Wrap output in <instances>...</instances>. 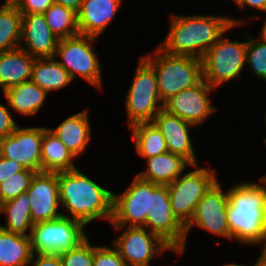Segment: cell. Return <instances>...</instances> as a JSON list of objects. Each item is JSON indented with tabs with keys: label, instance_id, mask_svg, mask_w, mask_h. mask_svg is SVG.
Instances as JSON below:
<instances>
[{
	"label": "cell",
	"instance_id": "obj_40",
	"mask_svg": "<svg viewBox=\"0 0 266 266\" xmlns=\"http://www.w3.org/2000/svg\"><path fill=\"white\" fill-rule=\"evenodd\" d=\"M53 3L60 4L66 8L78 12L83 0H52Z\"/></svg>",
	"mask_w": 266,
	"mask_h": 266
},
{
	"label": "cell",
	"instance_id": "obj_41",
	"mask_svg": "<svg viewBox=\"0 0 266 266\" xmlns=\"http://www.w3.org/2000/svg\"><path fill=\"white\" fill-rule=\"evenodd\" d=\"M261 247L263 248L261 251V255L253 266H266V246Z\"/></svg>",
	"mask_w": 266,
	"mask_h": 266
},
{
	"label": "cell",
	"instance_id": "obj_37",
	"mask_svg": "<svg viewBox=\"0 0 266 266\" xmlns=\"http://www.w3.org/2000/svg\"><path fill=\"white\" fill-rule=\"evenodd\" d=\"M24 167L15 160H9L0 155V184H2L12 174L20 172Z\"/></svg>",
	"mask_w": 266,
	"mask_h": 266
},
{
	"label": "cell",
	"instance_id": "obj_34",
	"mask_svg": "<svg viewBox=\"0 0 266 266\" xmlns=\"http://www.w3.org/2000/svg\"><path fill=\"white\" fill-rule=\"evenodd\" d=\"M93 266H126L115 247L93 246Z\"/></svg>",
	"mask_w": 266,
	"mask_h": 266
},
{
	"label": "cell",
	"instance_id": "obj_21",
	"mask_svg": "<svg viewBox=\"0 0 266 266\" xmlns=\"http://www.w3.org/2000/svg\"><path fill=\"white\" fill-rule=\"evenodd\" d=\"M77 158L86 150L91 138V126L86 110L66 118L56 129L49 128Z\"/></svg>",
	"mask_w": 266,
	"mask_h": 266
},
{
	"label": "cell",
	"instance_id": "obj_15",
	"mask_svg": "<svg viewBox=\"0 0 266 266\" xmlns=\"http://www.w3.org/2000/svg\"><path fill=\"white\" fill-rule=\"evenodd\" d=\"M214 89L202 79L195 86L184 89L166 100L163 110L195 126L202 124L216 110L208 98Z\"/></svg>",
	"mask_w": 266,
	"mask_h": 266
},
{
	"label": "cell",
	"instance_id": "obj_27",
	"mask_svg": "<svg viewBox=\"0 0 266 266\" xmlns=\"http://www.w3.org/2000/svg\"><path fill=\"white\" fill-rule=\"evenodd\" d=\"M30 238L0 228V266H29Z\"/></svg>",
	"mask_w": 266,
	"mask_h": 266
},
{
	"label": "cell",
	"instance_id": "obj_30",
	"mask_svg": "<svg viewBox=\"0 0 266 266\" xmlns=\"http://www.w3.org/2000/svg\"><path fill=\"white\" fill-rule=\"evenodd\" d=\"M50 30L59 38L79 35L77 14L60 4L53 3L44 13Z\"/></svg>",
	"mask_w": 266,
	"mask_h": 266
},
{
	"label": "cell",
	"instance_id": "obj_14",
	"mask_svg": "<svg viewBox=\"0 0 266 266\" xmlns=\"http://www.w3.org/2000/svg\"><path fill=\"white\" fill-rule=\"evenodd\" d=\"M43 127H17L0 139V155L15 160L25 169L41 172V147Z\"/></svg>",
	"mask_w": 266,
	"mask_h": 266
},
{
	"label": "cell",
	"instance_id": "obj_39",
	"mask_svg": "<svg viewBox=\"0 0 266 266\" xmlns=\"http://www.w3.org/2000/svg\"><path fill=\"white\" fill-rule=\"evenodd\" d=\"M235 2L241 9L245 7L255 8L258 11L266 12V0H232Z\"/></svg>",
	"mask_w": 266,
	"mask_h": 266
},
{
	"label": "cell",
	"instance_id": "obj_19",
	"mask_svg": "<svg viewBox=\"0 0 266 266\" xmlns=\"http://www.w3.org/2000/svg\"><path fill=\"white\" fill-rule=\"evenodd\" d=\"M122 2V0H83L76 13L79 33L97 38L110 25Z\"/></svg>",
	"mask_w": 266,
	"mask_h": 266
},
{
	"label": "cell",
	"instance_id": "obj_4",
	"mask_svg": "<svg viewBox=\"0 0 266 266\" xmlns=\"http://www.w3.org/2000/svg\"><path fill=\"white\" fill-rule=\"evenodd\" d=\"M153 56L149 54L142 57L156 72L158 93L163 103L203 79L201 59L197 57L172 55L160 47Z\"/></svg>",
	"mask_w": 266,
	"mask_h": 266
},
{
	"label": "cell",
	"instance_id": "obj_29",
	"mask_svg": "<svg viewBox=\"0 0 266 266\" xmlns=\"http://www.w3.org/2000/svg\"><path fill=\"white\" fill-rule=\"evenodd\" d=\"M22 14L11 0L0 7V53L19 48Z\"/></svg>",
	"mask_w": 266,
	"mask_h": 266
},
{
	"label": "cell",
	"instance_id": "obj_1",
	"mask_svg": "<svg viewBox=\"0 0 266 266\" xmlns=\"http://www.w3.org/2000/svg\"><path fill=\"white\" fill-rule=\"evenodd\" d=\"M165 41L159 46L172 55H189L201 59L227 31L243 24L226 16L171 15Z\"/></svg>",
	"mask_w": 266,
	"mask_h": 266
},
{
	"label": "cell",
	"instance_id": "obj_3",
	"mask_svg": "<svg viewBox=\"0 0 266 266\" xmlns=\"http://www.w3.org/2000/svg\"><path fill=\"white\" fill-rule=\"evenodd\" d=\"M60 205L68 210L63 216L85 226L96 219L111 221L113 192L92 181L78 168L57 172ZM72 215V217L70 216Z\"/></svg>",
	"mask_w": 266,
	"mask_h": 266
},
{
	"label": "cell",
	"instance_id": "obj_12",
	"mask_svg": "<svg viewBox=\"0 0 266 266\" xmlns=\"http://www.w3.org/2000/svg\"><path fill=\"white\" fill-rule=\"evenodd\" d=\"M114 229H124L112 243L126 266H149L154 256L164 254L167 250H174L160 236L145 227L123 228L122 226Z\"/></svg>",
	"mask_w": 266,
	"mask_h": 266
},
{
	"label": "cell",
	"instance_id": "obj_16",
	"mask_svg": "<svg viewBox=\"0 0 266 266\" xmlns=\"http://www.w3.org/2000/svg\"><path fill=\"white\" fill-rule=\"evenodd\" d=\"M33 224L50 221L62 215L58 211L59 184L56 172H36L27 190Z\"/></svg>",
	"mask_w": 266,
	"mask_h": 266
},
{
	"label": "cell",
	"instance_id": "obj_11",
	"mask_svg": "<svg viewBox=\"0 0 266 266\" xmlns=\"http://www.w3.org/2000/svg\"><path fill=\"white\" fill-rule=\"evenodd\" d=\"M158 186L134 176L133 181L121 195L113 193L112 218L114 227H143L149 213L150 195Z\"/></svg>",
	"mask_w": 266,
	"mask_h": 266
},
{
	"label": "cell",
	"instance_id": "obj_8",
	"mask_svg": "<svg viewBox=\"0 0 266 266\" xmlns=\"http://www.w3.org/2000/svg\"><path fill=\"white\" fill-rule=\"evenodd\" d=\"M191 167L195 170L182 174L167 185L173 213L184 226L192 219L200 199L218 181L214 169L199 168L198 164Z\"/></svg>",
	"mask_w": 266,
	"mask_h": 266
},
{
	"label": "cell",
	"instance_id": "obj_7",
	"mask_svg": "<svg viewBox=\"0 0 266 266\" xmlns=\"http://www.w3.org/2000/svg\"><path fill=\"white\" fill-rule=\"evenodd\" d=\"M83 227L82 222L63 215L33 224L29 236L32 253L60 255L76 248L87 238Z\"/></svg>",
	"mask_w": 266,
	"mask_h": 266
},
{
	"label": "cell",
	"instance_id": "obj_42",
	"mask_svg": "<svg viewBox=\"0 0 266 266\" xmlns=\"http://www.w3.org/2000/svg\"><path fill=\"white\" fill-rule=\"evenodd\" d=\"M259 37L266 41V20L264 21V24L262 26V32L260 33Z\"/></svg>",
	"mask_w": 266,
	"mask_h": 266
},
{
	"label": "cell",
	"instance_id": "obj_17",
	"mask_svg": "<svg viewBox=\"0 0 266 266\" xmlns=\"http://www.w3.org/2000/svg\"><path fill=\"white\" fill-rule=\"evenodd\" d=\"M25 43L24 46L22 45ZM59 38L50 30L44 14H23L19 48L35 58L54 57Z\"/></svg>",
	"mask_w": 266,
	"mask_h": 266
},
{
	"label": "cell",
	"instance_id": "obj_2",
	"mask_svg": "<svg viewBox=\"0 0 266 266\" xmlns=\"http://www.w3.org/2000/svg\"><path fill=\"white\" fill-rule=\"evenodd\" d=\"M230 240L266 246V187L239 183L227 190Z\"/></svg>",
	"mask_w": 266,
	"mask_h": 266
},
{
	"label": "cell",
	"instance_id": "obj_43",
	"mask_svg": "<svg viewBox=\"0 0 266 266\" xmlns=\"http://www.w3.org/2000/svg\"><path fill=\"white\" fill-rule=\"evenodd\" d=\"M260 183H262L266 186V176H263L260 178Z\"/></svg>",
	"mask_w": 266,
	"mask_h": 266
},
{
	"label": "cell",
	"instance_id": "obj_6",
	"mask_svg": "<svg viewBox=\"0 0 266 266\" xmlns=\"http://www.w3.org/2000/svg\"><path fill=\"white\" fill-rule=\"evenodd\" d=\"M126 113L129 126L152 122L163 109L154 68L142 57L126 96Z\"/></svg>",
	"mask_w": 266,
	"mask_h": 266
},
{
	"label": "cell",
	"instance_id": "obj_22",
	"mask_svg": "<svg viewBox=\"0 0 266 266\" xmlns=\"http://www.w3.org/2000/svg\"><path fill=\"white\" fill-rule=\"evenodd\" d=\"M146 162V169L138 173L137 176L158 185L171 184L183 174L187 165H191L182 156L171 152L147 158Z\"/></svg>",
	"mask_w": 266,
	"mask_h": 266
},
{
	"label": "cell",
	"instance_id": "obj_20",
	"mask_svg": "<svg viewBox=\"0 0 266 266\" xmlns=\"http://www.w3.org/2000/svg\"><path fill=\"white\" fill-rule=\"evenodd\" d=\"M35 57L21 48L0 53V88L3 92L31 80Z\"/></svg>",
	"mask_w": 266,
	"mask_h": 266
},
{
	"label": "cell",
	"instance_id": "obj_38",
	"mask_svg": "<svg viewBox=\"0 0 266 266\" xmlns=\"http://www.w3.org/2000/svg\"><path fill=\"white\" fill-rule=\"evenodd\" d=\"M36 255V258L35 256ZM62 266L59 254H33L29 266Z\"/></svg>",
	"mask_w": 266,
	"mask_h": 266
},
{
	"label": "cell",
	"instance_id": "obj_26",
	"mask_svg": "<svg viewBox=\"0 0 266 266\" xmlns=\"http://www.w3.org/2000/svg\"><path fill=\"white\" fill-rule=\"evenodd\" d=\"M0 213L6 216V226L0 225V228L14 234L30 236V233L27 232H31L33 222L27 192L0 204Z\"/></svg>",
	"mask_w": 266,
	"mask_h": 266
},
{
	"label": "cell",
	"instance_id": "obj_44",
	"mask_svg": "<svg viewBox=\"0 0 266 266\" xmlns=\"http://www.w3.org/2000/svg\"><path fill=\"white\" fill-rule=\"evenodd\" d=\"M223 266H245V265H239V264H235V263H229V264H225Z\"/></svg>",
	"mask_w": 266,
	"mask_h": 266
},
{
	"label": "cell",
	"instance_id": "obj_24",
	"mask_svg": "<svg viewBox=\"0 0 266 266\" xmlns=\"http://www.w3.org/2000/svg\"><path fill=\"white\" fill-rule=\"evenodd\" d=\"M8 106L19 114L35 115L46 100L48 93L34 82L26 81L3 92Z\"/></svg>",
	"mask_w": 266,
	"mask_h": 266
},
{
	"label": "cell",
	"instance_id": "obj_10",
	"mask_svg": "<svg viewBox=\"0 0 266 266\" xmlns=\"http://www.w3.org/2000/svg\"><path fill=\"white\" fill-rule=\"evenodd\" d=\"M143 227L160 236L177 254L185 251L186 229L173 213L167 185H158L152 191Z\"/></svg>",
	"mask_w": 266,
	"mask_h": 266
},
{
	"label": "cell",
	"instance_id": "obj_9",
	"mask_svg": "<svg viewBox=\"0 0 266 266\" xmlns=\"http://www.w3.org/2000/svg\"><path fill=\"white\" fill-rule=\"evenodd\" d=\"M96 37L76 35L59 39L54 57H61L60 65L69 73L72 80L79 75L97 89H101V64L92 46Z\"/></svg>",
	"mask_w": 266,
	"mask_h": 266
},
{
	"label": "cell",
	"instance_id": "obj_36",
	"mask_svg": "<svg viewBox=\"0 0 266 266\" xmlns=\"http://www.w3.org/2000/svg\"><path fill=\"white\" fill-rule=\"evenodd\" d=\"M18 127L16 121L9 111V108L3 106L0 102V139L11 135Z\"/></svg>",
	"mask_w": 266,
	"mask_h": 266
},
{
	"label": "cell",
	"instance_id": "obj_31",
	"mask_svg": "<svg viewBox=\"0 0 266 266\" xmlns=\"http://www.w3.org/2000/svg\"><path fill=\"white\" fill-rule=\"evenodd\" d=\"M35 173L33 170L24 168L22 171L12 174L0 184V204L27 192Z\"/></svg>",
	"mask_w": 266,
	"mask_h": 266
},
{
	"label": "cell",
	"instance_id": "obj_35",
	"mask_svg": "<svg viewBox=\"0 0 266 266\" xmlns=\"http://www.w3.org/2000/svg\"><path fill=\"white\" fill-rule=\"evenodd\" d=\"M23 14H43L52 4V0H11Z\"/></svg>",
	"mask_w": 266,
	"mask_h": 266
},
{
	"label": "cell",
	"instance_id": "obj_25",
	"mask_svg": "<svg viewBox=\"0 0 266 266\" xmlns=\"http://www.w3.org/2000/svg\"><path fill=\"white\" fill-rule=\"evenodd\" d=\"M55 59V57L35 58L32 66L31 81L48 94L66 87L72 81L69 73Z\"/></svg>",
	"mask_w": 266,
	"mask_h": 266
},
{
	"label": "cell",
	"instance_id": "obj_13",
	"mask_svg": "<svg viewBox=\"0 0 266 266\" xmlns=\"http://www.w3.org/2000/svg\"><path fill=\"white\" fill-rule=\"evenodd\" d=\"M228 203V194L226 191L223 192L217 181L197 203L192 219L185 226L186 239L193 225L219 237L230 239L227 220Z\"/></svg>",
	"mask_w": 266,
	"mask_h": 266
},
{
	"label": "cell",
	"instance_id": "obj_28",
	"mask_svg": "<svg viewBox=\"0 0 266 266\" xmlns=\"http://www.w3.org/2000/svg\"><path fill=\"white\" fill-rule=\"evenodd\" d=\"M137 154L151 158L168 152L162 132L153 122H141L130 126Z\"/></svg>",
	"mask_w": 266,
	"mask_h": 266
},
{
	"label": "cell",
	"instance_id": "obj_23",
	"mask_svg": "<svg viewBox=\"0 0 266 266\" xmlns=\"http://www.w3.org/2000/svg\"><path fill=\"white\" fill-rule=\"evenodd\" d=\"M74 159L76 157L62 141L49 128L43 127L41 172L57 173L76 169Z\"/></svg>",
	"mask_w": 266,
	"mask_h": 266
},
{
	"label": "cell",
	"instance_id": "obj_5",
	"mask_svg": "<svg viewBox=\"0 0 266 266\" xmlns=\"http://www.w3.org/2000/svg\"><path fill=\"white\" fill-rule=\"evenodd\" d=\"M245 42L229 40L221 36L201 58L203 79L213 88H218L240 77L246 65L247 33Z\"/></svg>",
	"mask_w": 266,
	"mask_h": 266
},
{
	"label": "cell",
	"instance_id": "obj_33",
	"mask_svg": "<svg viewBox=\"0 0 266 266\" xmlns=\"http://www.w3.org/2000/svg\"><path fill=\"white\" fill-rule=\"evenodd\" d=\"M62 266H93V245L88 237L76 248L60 254Z\"/></svg>",
	"mask_w": 266,
	"mask_h": 266
},
{
	"label": "cell",
	"instance_id": "obj_32",
	"mask_svg": "<svg viewBox=\"0 0 266 266\" xmlns=\"http://www.w3.org/2000/svg\"><path fill=\"white\" fill-rule=\"evenodd\" d=\"M252 74L266 81V41L247 35L246 64Z\"/></svg>",
	"mask_w": 266,
	"mask_h": 266
},
{
	"label": "cell",
	"instance_id": "obj_18",
	"mask_svg": "<svg viewBox=\"0 0 266 266\" xmlns=\"http://www.w3.org/2000/svg\"><path fill=\"white\" fill-rule=\"evenodd\" d=\"M152 122L162 132L168 152L182 156L191 165L198 164L189 133V128L195 125L169 114L163 109L154 117Z\"/></svg>",
	"mask_w": 266,
	"mask_h": 266
}]
</instances>
